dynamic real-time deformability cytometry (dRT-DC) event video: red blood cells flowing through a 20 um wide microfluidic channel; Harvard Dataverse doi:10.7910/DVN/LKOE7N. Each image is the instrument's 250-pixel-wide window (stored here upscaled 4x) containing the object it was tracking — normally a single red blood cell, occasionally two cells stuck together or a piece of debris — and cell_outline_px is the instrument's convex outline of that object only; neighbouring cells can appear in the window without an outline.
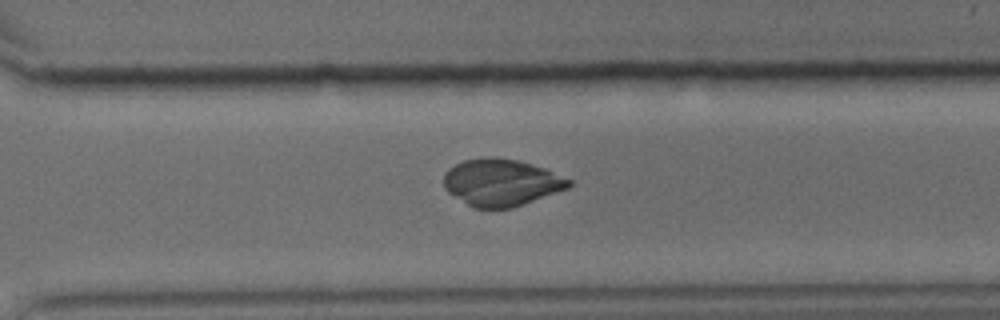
{"species": "common noctule bat (a hibernating species)", "species_latin": "Nyctalus noctula", "temperature_condition": "cold", "stored_images_in_passage": 46, "camera_frame_rate_fps": 3000, "um_per_image_px": 0.085, "animal": {"sex": "male", "body_mass_g": 15.6}, "frame": {"image": 1, "passage_image": 31, "time_ms": 10.0, "image_size_px": [1000, 320], "cell_outline_px": [[572, 184], [568, 188], [512, 208], [472, 208], [448, 192], [444, 188], [444, 176], [448, 168], [464, 160], [484, 156], [492, 156], [520, 160], [544, 168], [572, 180]], "centroid_in_image_um": [42.59, 15.5], "position_along_channel_um": 328.0, "area_um2": 34.39}}